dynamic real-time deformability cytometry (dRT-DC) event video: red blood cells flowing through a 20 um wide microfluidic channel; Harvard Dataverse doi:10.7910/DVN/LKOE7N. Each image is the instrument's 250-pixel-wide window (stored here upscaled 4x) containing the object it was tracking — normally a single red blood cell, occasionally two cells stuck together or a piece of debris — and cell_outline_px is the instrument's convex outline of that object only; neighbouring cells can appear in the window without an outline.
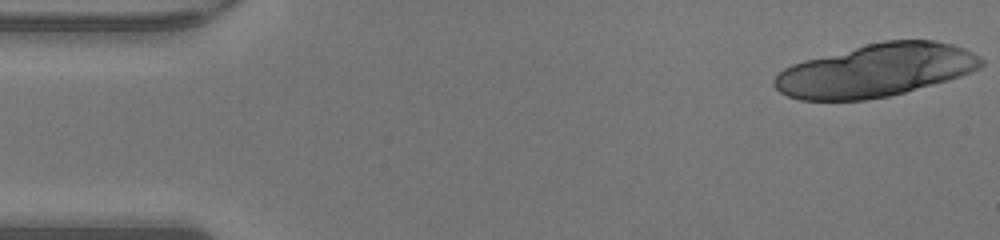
{"species": "human", "species_latin": "Homo sapiens", "temperature_condition": "warm", "stored_images_in_passage": 14, "camera_frame_rate_fps": 3000, "um_per_image_px": 0.085, "donor": {"sex": "male"}, "frame": {"image": 1, "passage_image": 1, "time_ms": 0.0, "image_size_px": [1000, 240], "cell_outline_px": [[984, 64], [980, 68], [972, 72], [948, 80], [904, 92], [888, 96], [864, 100], [800, 100], [788, 96], [780, 92], [772, 84], [772, 80], [784, 68], [792, 64], [804, 60], [884, 40], [936, 40], [952, 44], [964, 48], [980, 56], [984, 60]], "centroid_in_image_um": [74.46, 5.98], "position_along_channel_um": 10.5, "area_um2": 63.52}}
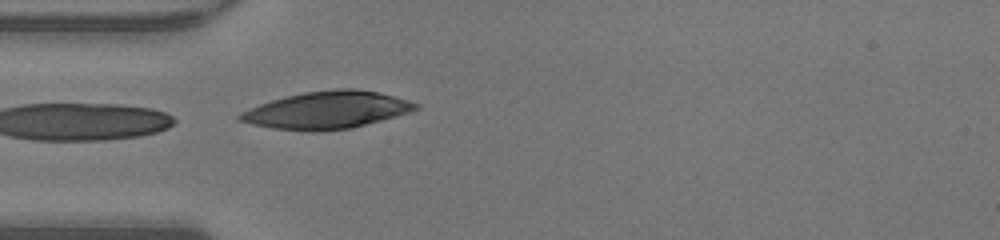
{"frame": {"image": 2, "passage_image": 14, "time_ms": 4.333, "image_size_px": [1000, 240], "cell_outline_px": [[420, 108], [396, 116], [352, 128], [316, 132], [308, 132], [272, 128], [252, 124], [236, 120], [236, 116], [240, 112], [260, 104], [272, 100], [304, 92], [336, 88], [356, 88], [380, 92], [408, 100], [420, 104]], "centroid_in_image_um": [27.79, 9.36], "position_along_channel_um": 57.2, "area_um2": 38.44}}